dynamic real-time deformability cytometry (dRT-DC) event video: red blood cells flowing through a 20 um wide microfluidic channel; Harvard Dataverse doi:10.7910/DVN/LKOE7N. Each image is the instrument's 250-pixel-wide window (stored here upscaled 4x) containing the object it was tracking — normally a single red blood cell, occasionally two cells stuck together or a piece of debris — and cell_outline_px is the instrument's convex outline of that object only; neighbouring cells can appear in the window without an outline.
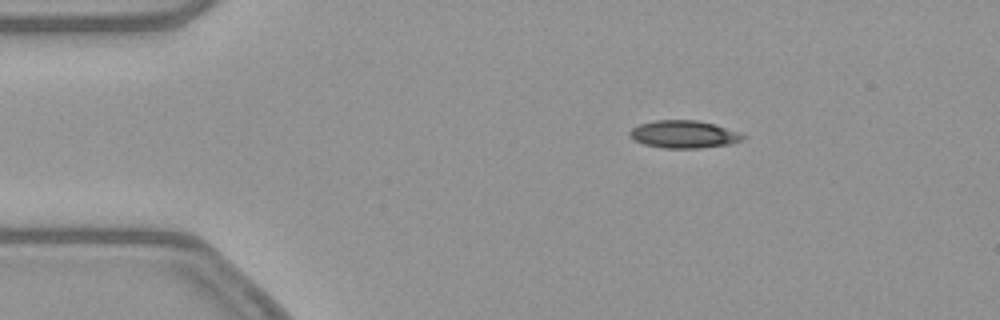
{"species": "common noctule bat (a hibernating species)", "species_latin": "Nyctalus noctula", "temperature_condition": "warm", "stored_images_in_passage": 45, "camera_frame_rate_fps": 3000, "um_per_image_px": 0.085, "animal": {"sex": "female", "body_mass_g": 21.9}, "frame": {"image": 1, "passage_image": 1, "time_ms": 0.0, "image_size_px": [1000, 320], "cell_outline_px": [[748, 136], [732, 144], [700, 148], [664, 148], [644, 144], [628, 136], [628, 132], [632, 128], [640, 124], [656, 120], [696, 120], [716, 124]], "centroid_in_image_um": [58.13, 11.41], "position_along_channel_um": 26.9, "area_um2": 18.21}}
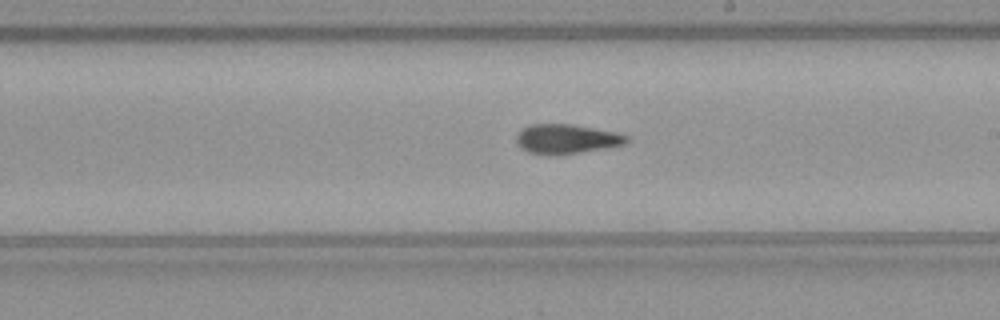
{"frame": {"image": 2, "passage_image": 22, "time_ms": 7.0, "image_size_px": [1000, 320], "cell_outline_px": [[628, 140], [624, 144], [608, 148], [552, 156], [528, 152], [520, 148], [516, 144], [516, 136], [524, 128], [532, 124], [572, 124], [616, 132], [628, 136]], "centroid_in_image_um": [48.14, 11.82], "position_along_channel_um": 240.9, "area_um2": 19.02}}
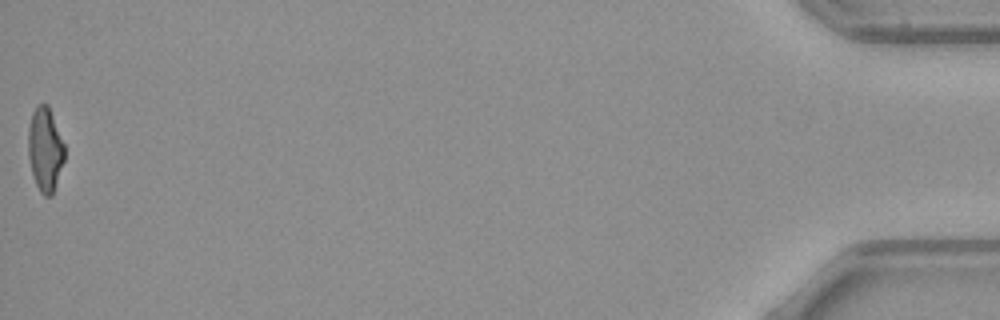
{"frame": {"image": 3, "passage_image": 45, "time_ms": 14.667, "image_size_px": [1000, 320], "cell_outline_px": [[64, 160], [52, 196], [44, 196], [40, 192], [36, 184], [32, 172], [28, 156], [28, 128], [32, 112], [36, 104], [48, 104], [64, 144]], "centroid_in_image_um": [3.82, 12.68], "position_along_channel_um": 431.4, "area_um2": 17.74}, "authors_computed_cell_mechanics": {"area_um2": 18.785, "velocity_mm_per_s": 3.8931, "shape_relaxation_time_tau1_ms": 7.8536, "shape_relaxation_time_tau2_ms": 4.3547, "deformation_change_tau1": 0.2219, "deformation_change_tau2": 0.1338}}